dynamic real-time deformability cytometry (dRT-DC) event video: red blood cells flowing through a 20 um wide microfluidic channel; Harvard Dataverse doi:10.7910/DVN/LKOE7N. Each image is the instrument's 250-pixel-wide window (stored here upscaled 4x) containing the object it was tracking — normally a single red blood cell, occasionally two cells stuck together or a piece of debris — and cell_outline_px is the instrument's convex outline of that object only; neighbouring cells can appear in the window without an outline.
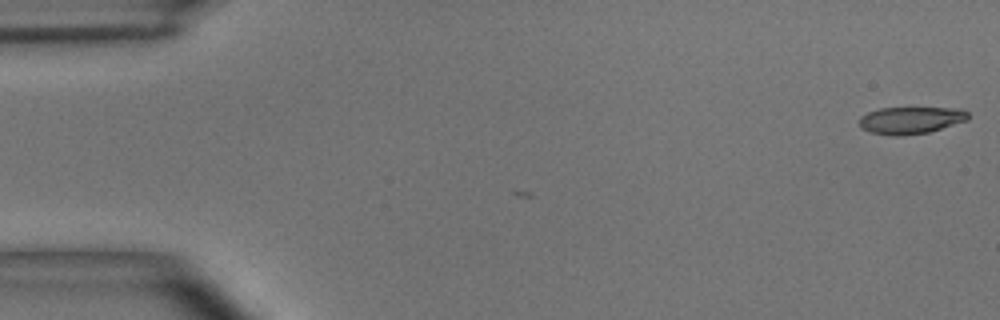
{"species": "common noctule bat (a hibernating species)", "species_latin": "Nyctalus noctula", "temperature_condition": "room temperature", "stored_images_in_passage": 3, "camera_frame_rate_fps": 3000, "um_per_image_px": 0.085, "animal": {"sex": "male", "body_mass_g": 15.6}, "frame": {"image": 1, "passage_image": 3, "time_ms": 0.667, "image_size_px": [1000, 320], "cell_outline_px": [[968, 120], [928, 132], [904, 136], [892, 136], [868, 132], [860, 128], [860, 116], [868, 112], [880, 108], [960, 108], [968, 112]], "centroid_in_image_um": [77.38, 10.23], "position_along_channel_um": 7.6, "area_um2": 17.28}}